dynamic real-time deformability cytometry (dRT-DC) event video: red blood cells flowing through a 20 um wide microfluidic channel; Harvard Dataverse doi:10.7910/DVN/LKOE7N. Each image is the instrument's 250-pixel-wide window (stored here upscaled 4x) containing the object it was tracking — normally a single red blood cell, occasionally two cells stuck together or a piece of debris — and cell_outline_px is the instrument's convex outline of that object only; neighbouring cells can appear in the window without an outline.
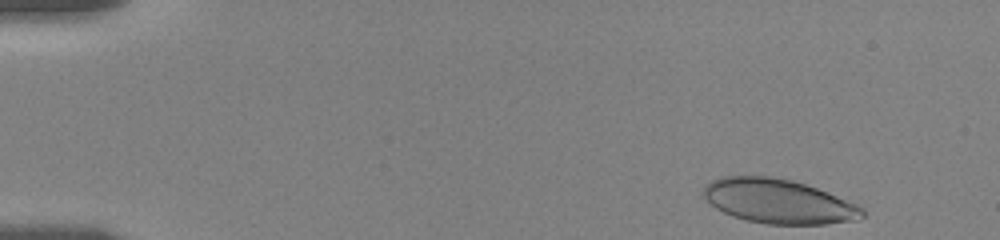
{"species": "human", "species_latin": "Homo sapiens", "temperature_condition": "room temperature", "stored_images_in_passage": 22, "camera_frame_rate_fps": 3000, "um_per_image_px": 0.085, "donor": {"sex": "female"}, "frame": {"image": 1, "passage_image": 1, "time_ms": 0.0, "image_size_px": [1000, 240], "cell_outline_px": [[864, 216], [856, 220], [824, 224], [768, 224], [744, 220], [732, 216], [716, 208], [700, 192], [712, 180], [720, 176], [768, 176], [792, 180], [816, 188], [856, 204], [864, 208]], "centroid_in_image_um": [66.15, 17.11], "position_along_channel_um": 18.9, "area_um2": 40.81}}
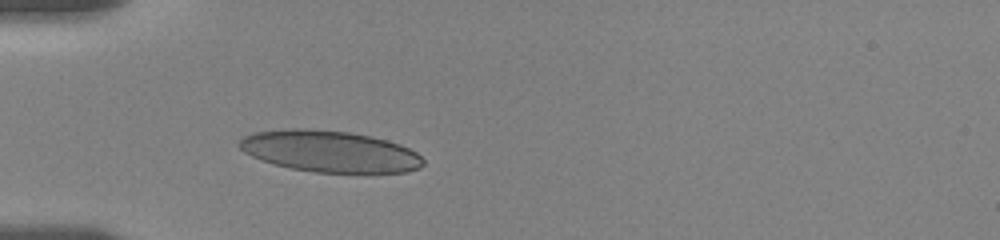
{"frame": {"image": 2, "passage_image": 15, "time_ms": 4.0, "image_size_px": [1000, 240], "cell_outline_px": [[424, 164], [420, 168], [404, 172], [368, 176], [316, 172], [292, 168], [260, 160], [244, 152], [236, 144], [244, 136], [256, 132], [292, 128], [300, 128], [348, 132], [372, 136], [388, 140], [400, 144], [416, 152], [424, 160]], "centroid_in_image_um": [28.11, 12.91], "position_along_channel_um": 56.9, "area_um2": 45.43}}
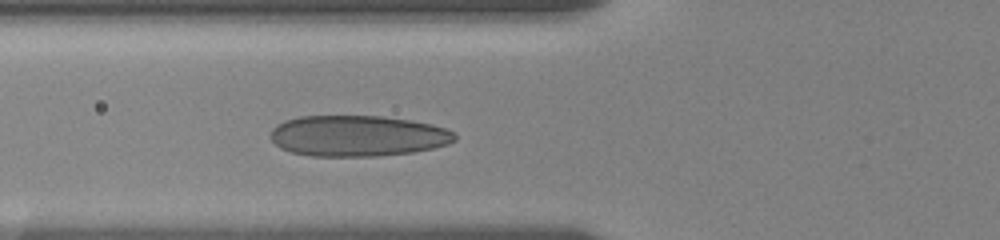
{"frame": {"image": 3, "passage_image": 21, "time_ms": 5.333, "image_size_px": [1000, 240], "cell_outline_px": [[456, 140], [448, 144], [432, 148], [412, 152], [376, 156], [312, 156], [292, 152], [280, 148], [272, 140], [272, 128], [284, 120], [300, 116], [380, 116], [408, 120], [432, 124], [456, 132]], "centroid_in_image_um": [30.41, 11.55], "position_along_channel_um": 95.4, "area_um2": 43.87}}